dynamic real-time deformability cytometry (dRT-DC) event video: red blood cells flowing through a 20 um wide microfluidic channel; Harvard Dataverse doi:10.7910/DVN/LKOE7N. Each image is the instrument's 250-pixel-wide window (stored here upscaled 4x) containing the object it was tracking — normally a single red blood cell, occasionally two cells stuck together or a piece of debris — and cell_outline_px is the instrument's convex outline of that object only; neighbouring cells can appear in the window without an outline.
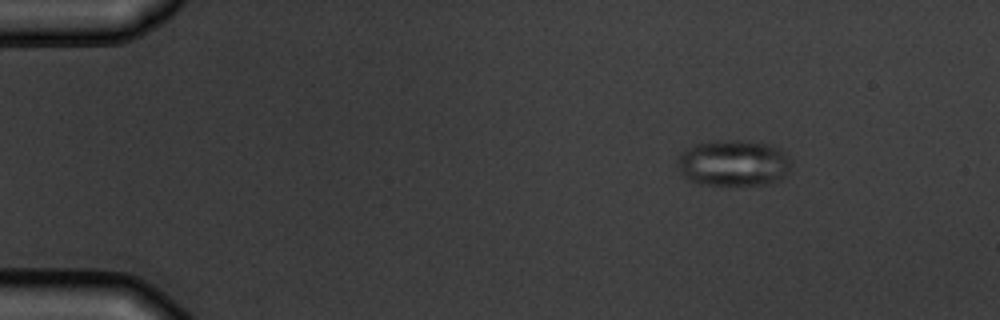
{"species": "common noctule bat (a hibernating species)", "species_latin": "Nyctalus noctula", "temperature_condition": "warm", "stored_images_in_passage": 6, "camera_frame_rate_fps": 3000, "um_per_image_px": 0.085, "animal": {"sex": "male", "body_mass_g": 19.5, "forearm_length_mm": 54.6}, "frame": {"image": 1, "passage_image": 2, "time_ms": 1.333, "image_size_px": [1000, 320], "cell_outline_px": [[792, 168], [780, 180], [764, 184], [700, 184], [688, 180], [680, 172], [680, 152], [684, 148], [696, 144], [716, 140], [744, 140], [772, 144], [780, 148], [792, 160]], "centroid_in_image_um": [62.4, 13.83], "position_along_channel_um": 22.6, "area_um2": 30.81}}